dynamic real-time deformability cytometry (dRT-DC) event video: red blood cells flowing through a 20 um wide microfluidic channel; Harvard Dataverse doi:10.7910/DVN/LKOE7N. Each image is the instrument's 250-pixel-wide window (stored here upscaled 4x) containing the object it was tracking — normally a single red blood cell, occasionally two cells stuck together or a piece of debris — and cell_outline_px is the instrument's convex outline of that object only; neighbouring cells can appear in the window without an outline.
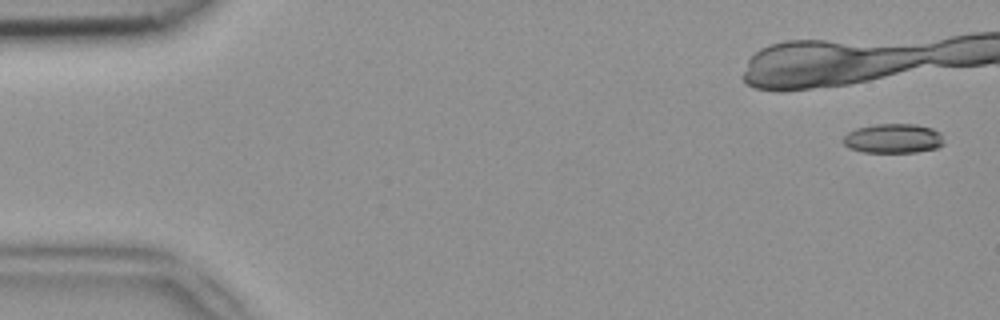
{"species": "common noctule bat (a hibernating species)", "species_latin": "Nyctalus noctula", "temperature_condition": "room temperature", "stored_images_in_passage": 8, "camera_frame_rate_fps": 3000, "um_per_image_px": 0.085, "animal": {"sex": "female", "body_mass_g": 18.4}, "frame": {"image": 1, "passage_image": 2, "time_ms": 0.333, "image_size_px": [1000, 320], "cell_outline_px": [[944, 144], [936, 148], [916, 152], [864, 152], [848, 148], [844, 144], [844, 136], [848, 132], [856, 128], [876, 124], [916, 124], [932, 128], [940, 132]], "centroid_in_image_um": [75.93, 11.77], "position_along_channel_um": 9.1, "area_um2": 17.28}}